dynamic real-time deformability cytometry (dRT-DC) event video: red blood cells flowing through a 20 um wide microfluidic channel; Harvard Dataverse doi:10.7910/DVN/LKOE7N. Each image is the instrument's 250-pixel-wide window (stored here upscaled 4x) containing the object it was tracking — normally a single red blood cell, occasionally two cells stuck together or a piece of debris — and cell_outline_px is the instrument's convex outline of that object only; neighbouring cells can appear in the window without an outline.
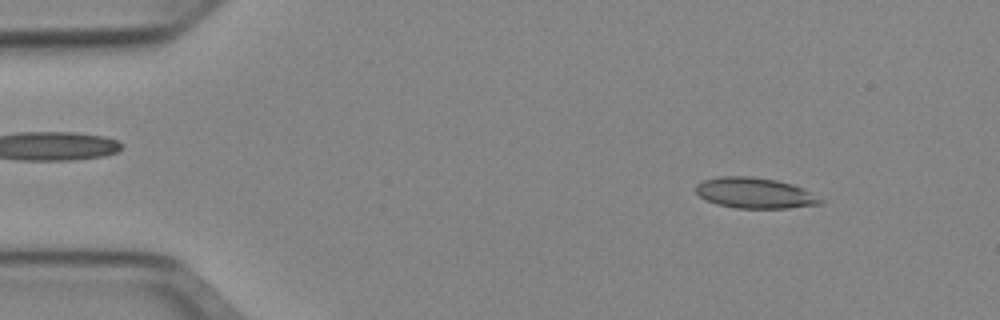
{"species": "Egyptian fruit bat (a non-hibernating species)", "species_latin": "Rousettus aegyptiacus", "temperature_condition": "cold", "stored_images_in_passage": 50, "camera_frame_rate_fps": 3000, "um_per_image_px": 0.085, "animal": {"sex": "female"}, "frame": {"image": 1, "passage_image": 5, "time_ms": 1.333, "image_size_px": [1000, 320], "cell_outline_px": [[824, 204], [788, 208], [736, 208], [716, 204], [704, 200], [696, 192], [696, 184], [704, 180], [720, 176], [752, 176], [776, 180], [792, 184], [804, 188], [824, 200]], "centroid_in_image_um": [64.18, 16.41], "position_along_channel_um": 20.8, "area_um2": 22.48}}
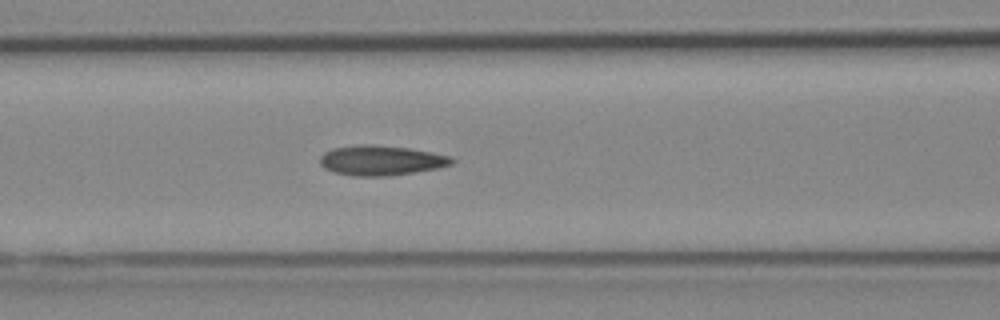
{"frame": {"image": 2, "passage_image": 20, "time_ms": 6.333, "image_size_px": [1000, 320], "cell_outline_px": [[456, 160], [452, 164], [436, 168], [388, 176], [352, 176], [336, 172], [324, 168], [320, 164], [320, 156], [324, 152], [332, 148], [360, 144], [368, 144], [408, 148], [432, 152], [452, 156]], "centroid_in_image_um": [32.38, 13.63], "position_along_channel_um": 134.2, "area_um2": 22.95}}
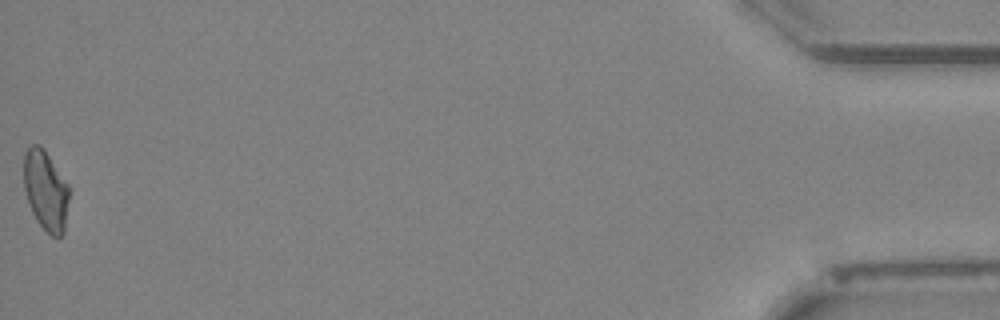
{"frame": {"image": 3, "passage_image": 50, "time_ms": 16.333, "image_size_px": [1000, 320], "cell_outline_px": [[68, 200], [64, 232], [60, 236], [52, 236], [36, 220], [32, 212], [24, 188], [24, 152], [32, 144], [40, 144], [44, 148], [68, 184]], "centroid_in_image_um": [3.87, 16.15], "position_along_channel_um": 431.3, "area_um2": 20.92}, "authors_computed_cell_mechanics": {"area_um2": 21.6172, "velocity_mm_per_s": 3.9541, "shape_relaxation_time_tau1_ms": null, "shape_relaxation_time_tau2_ms": 4.4762, "deformation_change_tau1": null, "deformation_change_tau2": 0.1056}}